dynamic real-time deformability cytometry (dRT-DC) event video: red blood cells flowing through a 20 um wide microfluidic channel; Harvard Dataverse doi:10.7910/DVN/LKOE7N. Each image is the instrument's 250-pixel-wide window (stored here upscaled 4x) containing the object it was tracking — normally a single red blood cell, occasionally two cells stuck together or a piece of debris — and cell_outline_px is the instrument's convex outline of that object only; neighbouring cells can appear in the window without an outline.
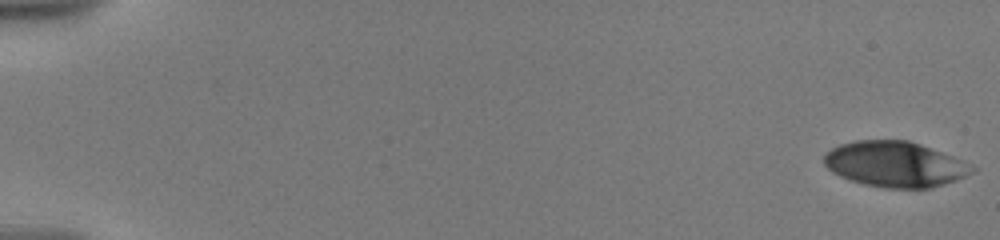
{"species": "human", "species_latin": "Homo sapiens", "temperature_condition": "warm", "stored_images_in_passage": 8, "camera_frame_rate_fps": 3000, "um_per_image_px": 0.085, "donor": {"sex": "male"}, "frame": {"image": 1, "passage_image": 1, "time_ms": 0.0, "image_size_px": [1000, 240], "cell_outline_px": [[976, 172], [956, 180], [944, 184], [928, 188], [884, 188], [864, 184], [840, 176], [832, 172], [824, 164], [824, 152], [840, 144], [856, 140], [908, 140], [920, 144], [952, 156], [972, 164], [976, 168]], "centroid_in_image_um": [76.09, 13.96], "position_along_channel_um": 8.9, "area_um2": 39.3}}
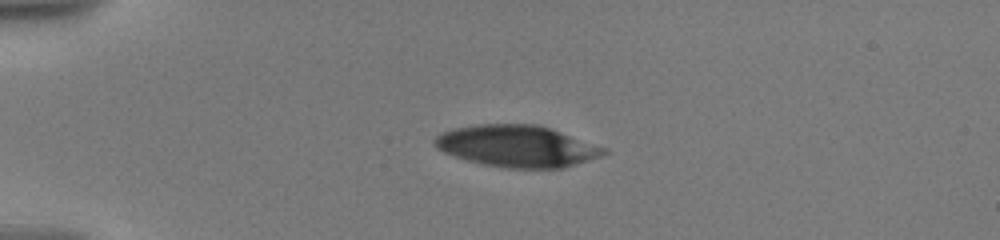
{"frame": {"image": 2, "passage_image": 7, "time_ms": 4.667, "image_size_px": [1000, 240], "cell_outline_px": [[608, 152], [604, 156], [564, 168], [504, 168], [484, 164], [468, 160], [444, 152], [436, 148], [432, 144], [432, 140], [440, 132], [456, 128], [476, 124], [540, 124], [608, 148]], "centroid_in_image_um": [43.99, 12.42], "position_along_channel_um": 41.0, "area_um2": 41.5}}